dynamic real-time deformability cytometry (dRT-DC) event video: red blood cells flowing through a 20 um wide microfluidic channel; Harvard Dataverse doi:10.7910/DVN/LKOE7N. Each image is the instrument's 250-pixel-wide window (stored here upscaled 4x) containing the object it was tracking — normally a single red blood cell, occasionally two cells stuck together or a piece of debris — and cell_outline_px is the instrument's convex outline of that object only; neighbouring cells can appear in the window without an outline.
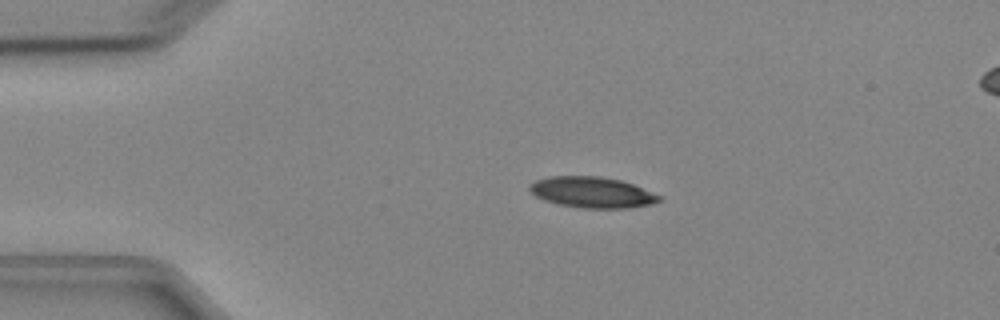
{"species": "Egyptian fruit bat (a non-hibernating species)", "species_latin": "Rousettus aegyptiacus", "temperature_condition": "cold", "stored_images_in_passage": 5, "camera_frame_rate_fps": 3000, "um_per_image_px": 0.085, "animal": {"sex": "female"}, "frame": {"image": 1, "passage_image": 3, "time_ms": 3.333, "image_size_px": [1000, 320], "cell_outline_px": [[660, 200], [652, 204], [628, 208], [580, 208], [560, 204], [544, 200], [536, 196], [528, 188], [528, 184], [536, 180], [548, 176], [600, 176], [620, 180], [632, 184], [660, 196]], "centroid_in_image_um": [50.28, 16.34], "position_along_channel_um": 34.7, "area_um2": 23.18}}